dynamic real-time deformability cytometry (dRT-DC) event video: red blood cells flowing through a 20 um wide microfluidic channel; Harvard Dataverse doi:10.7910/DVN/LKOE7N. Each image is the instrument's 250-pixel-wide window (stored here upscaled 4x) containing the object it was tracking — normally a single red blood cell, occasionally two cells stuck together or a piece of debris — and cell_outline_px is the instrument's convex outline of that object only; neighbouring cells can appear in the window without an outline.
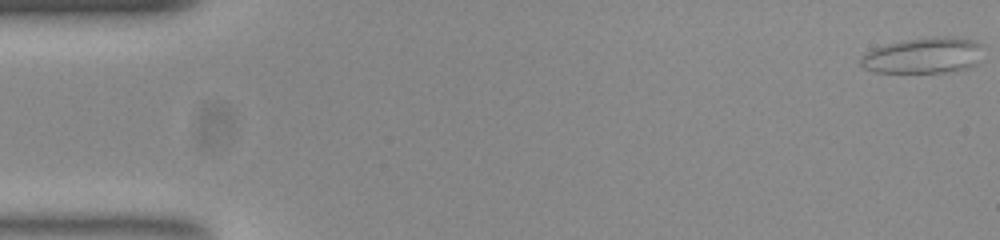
{"species": "common noctule bat (a hibernating species)", "species_latin": "Nyctalus noctula", "temperature_condition": "room temperature", "stored_images_in_passage": 53, "camera_frame_rate_fps": 3000, "um_per_image_px": 0.085, "animal": {"sex": "female", "body_mass_g": 23.0, "forearm_length_mm": 53.4}, "frame": {"image": 1, "passage_image": 1, "time_ms": 0.0, "image_size_px": [1000, 240], "cell_outline_px": [[984, 44], [972, 64], [964, 68], [944, 72], [876, 72], [864, 68], [860, 64], [860, 60], [868, 52], [876, 48], [888, 44], [904, 40], [932, 36], [952, 36], [972, 40]], "centroid_in_image_um": [78.46, 4.69], "position_along_channel_um": 6.5, "area_um2": 24.97}}
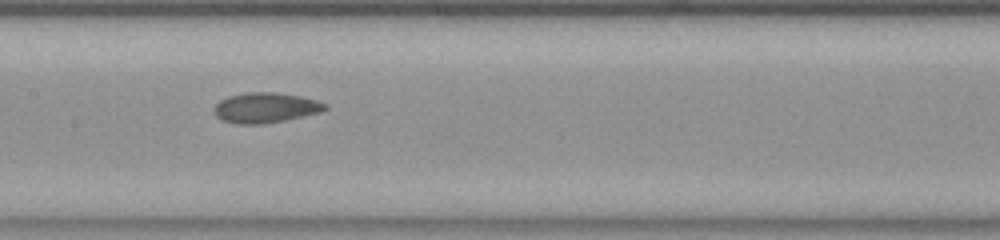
{"frame": {"image": 2, "passage_image": 26, "time_ms": 8.333, "image_size_px": [1000, 240], "cell_outline_px": [[328, 108], [320, 112], [284, 120], [264, 124], [236, 124], [220, 120], [216, 116], [212, 108], [220, 100], [228, 96], [248, 92], [276, 92], [300, 96], [316, 100], [328, 104]], "centroid_in_image_um": [22.54, 9.15], "position_along_channel_um": 184.9, "area_um2": 19.65}}
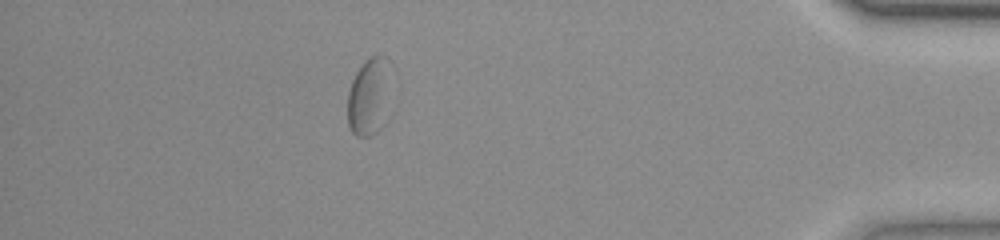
{"frame": {"image": 3, "passage_image": 47, "time_ms": 15.333, "image_size_px": [1000, 240], "cell_outline_px": [[388, 56], [384, 124], [376, 132], [368, 136], [356, 136], [352, 132], [348, 124], [348, 92], [352, 80], [356, 72], [364, 60], [372, 56]], "centroid_in_image_um": [31.29, 8.23], "position_along_channel_um": 403.9, "area_um2": 18.79}, "authors_computed_cell_mechanics": {"area_um2": 19.363, "velocity_mm_per_s": 3.8428, "shape_relaxation_time_tau1_ms": 5.4361, "shape_relaxation_time_tau2_ms": 2.0902, "deformation_change_tau1": 0.1107, "deformation_change_tau2": 0.0664}}